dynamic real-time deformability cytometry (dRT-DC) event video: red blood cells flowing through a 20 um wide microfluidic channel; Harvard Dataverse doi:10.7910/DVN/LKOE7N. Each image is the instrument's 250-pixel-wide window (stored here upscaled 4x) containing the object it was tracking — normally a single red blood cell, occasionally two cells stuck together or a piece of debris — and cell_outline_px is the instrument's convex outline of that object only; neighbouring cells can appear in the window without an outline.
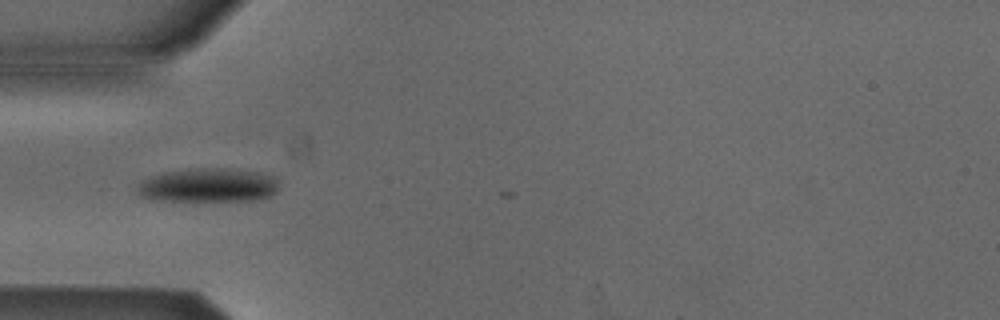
{"species": "Egyptian fruit bat (a non-hibernating species)", "species_latin": "Rousettus aegyptiacus", "temperature_condition": "cold", "stored_images_in_passage": 3, "camera_frame_rate_fps": 3000, "um_per_image_px": 0.085, "animal": {"sex": "male"}, "frame": {"image": 1, "passage_image": 1, "time_ms": 0.0, "image_size_px": [1000, 320], "cell_outline_px": [[280, 180], [276, 192], [272, 196], [252, 200], [148, 200], [136, 196], [136, 184], [140, 180], [164, 172], [200, 168], [224, 168], [256, 172], [276, 176]], "centroid_in_image_um": [17.66, 15.75], "position_along_channel_um": 67.3, "area_um2": 28.32}}